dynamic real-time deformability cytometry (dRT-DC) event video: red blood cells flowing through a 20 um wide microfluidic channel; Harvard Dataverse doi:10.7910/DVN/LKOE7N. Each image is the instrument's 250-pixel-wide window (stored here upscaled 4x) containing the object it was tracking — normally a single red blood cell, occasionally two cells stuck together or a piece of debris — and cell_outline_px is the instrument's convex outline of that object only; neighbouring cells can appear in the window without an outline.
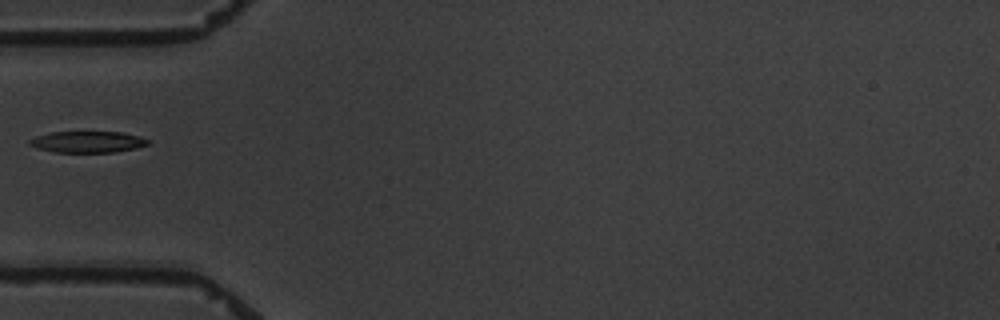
{"species": "common noctule bat (a hibernating species)", "species_latin": "Nyctalus noctula", "temperature_condition": "warm", "stored_images_in_passage": 11, "camera_frame_rate_fps": 3000, "um_per_image_px": 0.085, "animal": {"sex": "male", "body_mass_g": 19.5, "forearm_length_mm": 54.6}, "frame": {"image": 1, "passage_image": 5, "time_ms": 6.333, "image_size_px": [1000, 320], "cell_outline_px": [[152, 140], [148, 144], [136, 148], [116, 152], [56, 152], [40, 148], [28, 144], [28, 140], [36, 136], [52, 132], [124, 132], [140, 136]], "centroid_in_image_um": [7.51, 12.05], "position_along_channel_um": 77.5, "area_um2": 14.74}}
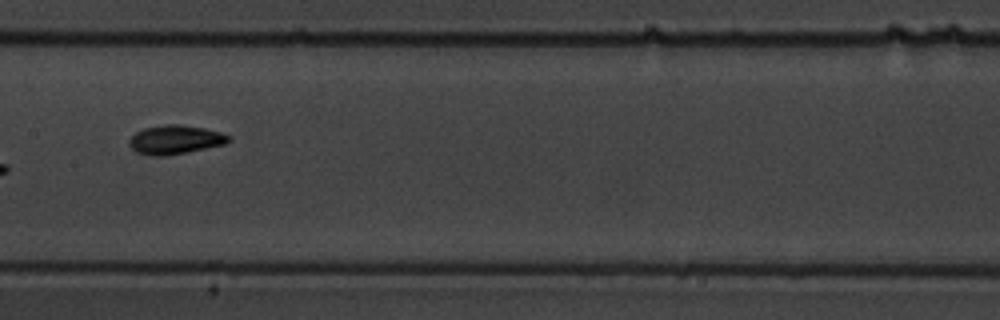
{"frame": {"image": 2, "passage_image": 8, "time_ms": 9.667, "image_size_px": [1000, 320], "cell_outline_px": [[232, 140], [224, 144], [188, 152], [164, 156], [148, 156], [136, 152], [128, 144], [128, 140], [136, 132], [144, 128], [164, 124], [176, 124], [204, 128], [220, 132], [228, 136]], "centroid_in_image_um": [14.85, 11.88], "position_along_channel_um": 192.5, "area_um2": 16.76}}
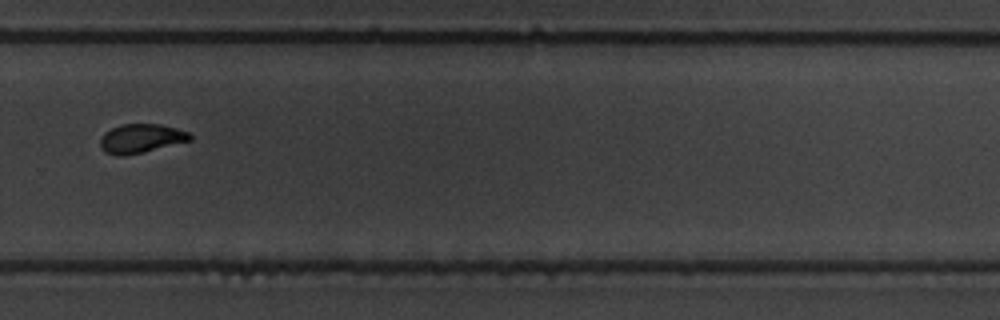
{"frame": {"image": 3, "passage_image": 11, "time_ms": 13.333, "image_size_px": [1000, 320], "cell_outline_px": [[192, 140], [144, 152], [124, 156], [116, 156], [104, 152], [100, 148], [100, 136], [104, 132], [120, 124], [160, 124], [176, 128], [188, 132], [192, 136]], "centroid_in_image_um": [11.95, 11.78], "position_along_channel_um": 317.9, "area_um2": 15.37}}